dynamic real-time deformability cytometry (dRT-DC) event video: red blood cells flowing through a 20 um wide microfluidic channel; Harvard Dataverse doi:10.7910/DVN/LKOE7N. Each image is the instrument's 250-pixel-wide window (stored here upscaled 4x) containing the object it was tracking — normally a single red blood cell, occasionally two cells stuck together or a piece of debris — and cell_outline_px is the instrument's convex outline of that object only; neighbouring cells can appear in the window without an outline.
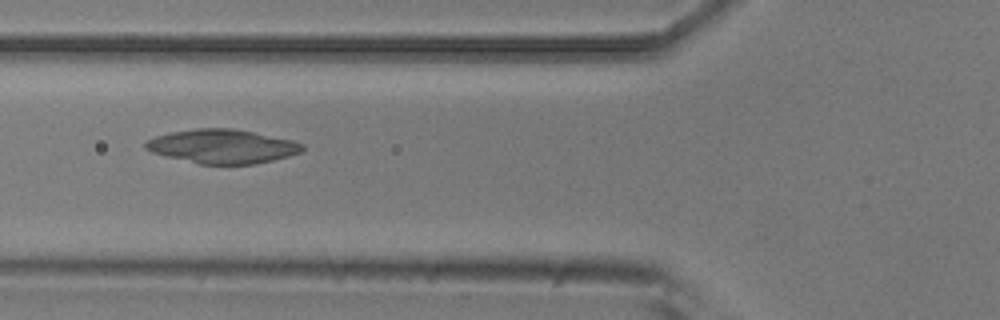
{"species": "common noctule bat (a hibernating species)", "species_latin": "Nyctalus noctula", "temperature_condition": "room temperature", "stored_images_in_passage": 8, "camera_frame_rate_fps": 3000, "um_per_image_px": 0.085, "animal": {"sex": "male", "body_mass_g": 20.5, "forearm_length_mm": 52.5}, "frame": {"image": 1, "passage_image": 6, "time_ms": 1.667, "image_size_px": [1000, 320], "cell_outline_px": [[304, 148], [300, 152], [288, 156], [272, 160], [252, 164], [200, 164], [152, 152], [144, 148], [144, 144], [148, 140], [156, 136], [168, 132], [196, 128], [232, 128], [292, 140], [304, 144]], "centroid_in_image_um": [18.89, 12.43], "position_along_channel_um": 106.9, "area_um2": 30.75}}
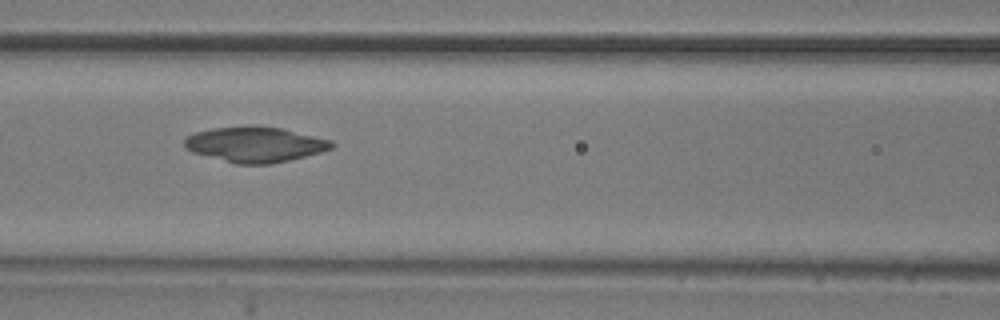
{"frame": {"image": 2, "passage_image": 7, "time_ms": 2.0, "image_size_px": [1000, 320], "cell_outline_px": [[336, 144], [332, 148], [320, 152], [272, 164], [236, 164], [192, 152], [184, 148], [184, 136], [196, 132], [212, 128], [244, 124], [256, 124], [284, 128], [332, 140]], "centroid_in_image_um": [21.66, 12.24], "position_along_channel_um": 144.9, "area_um2": 30.98}}
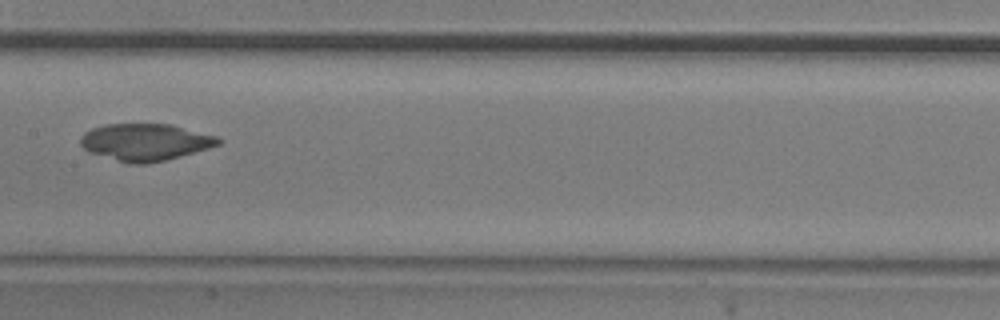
{"frame": {"image": 3, "passage_image": 8, "time_ms": 2.333, "image_size_px": [1000, 320], "cell_outline_px": [[224, 140], [220, 144], [208, 148], [180, 156], [148, 164], [128, 164], [88, 152], [80, 144], [80, 136], [84, 132], [92, 128], [104, 124], [172, 124], [216, 136]], "centroid_in_image_um": [12.32, 12.08], "position_along_channel_um": 195.1, "area_um2": 29.88}}